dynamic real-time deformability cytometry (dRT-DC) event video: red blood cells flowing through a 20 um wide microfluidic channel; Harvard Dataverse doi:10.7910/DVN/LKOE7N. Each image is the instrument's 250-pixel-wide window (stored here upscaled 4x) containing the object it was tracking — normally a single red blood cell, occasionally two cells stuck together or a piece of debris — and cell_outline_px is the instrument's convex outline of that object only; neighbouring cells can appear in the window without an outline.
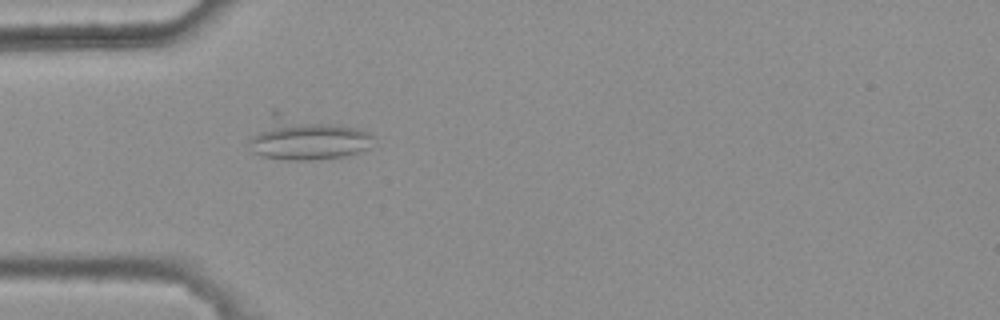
{"species": "common noctule bat (a hibernating species)", "species_latin": "Nyctalus noctula", "temperature_condition": "warm", "stored_images_in_passage": 1, "camera_frame_rate_fps": 3000, "um_per_image_px": 0.085, "animal": {"sex": "female", "body_mass_g": 25.1}, "frame": {"image": 1, "passage_image": 1, "time_ms": 0.0, "image_size_px": [1000, 320], "cell_outline_px": [[376, 136], [368, 148], [344, 156], [312, 160], [288, 160], [264, 156], [252, 152], [252, 136], [272, 108], [276, 108], [356, 128], [368, 132]], "centroid_in_image_um": [26.04, 11.7], "position_along_channel_um": 59.0, "area_um2": 31.62}}